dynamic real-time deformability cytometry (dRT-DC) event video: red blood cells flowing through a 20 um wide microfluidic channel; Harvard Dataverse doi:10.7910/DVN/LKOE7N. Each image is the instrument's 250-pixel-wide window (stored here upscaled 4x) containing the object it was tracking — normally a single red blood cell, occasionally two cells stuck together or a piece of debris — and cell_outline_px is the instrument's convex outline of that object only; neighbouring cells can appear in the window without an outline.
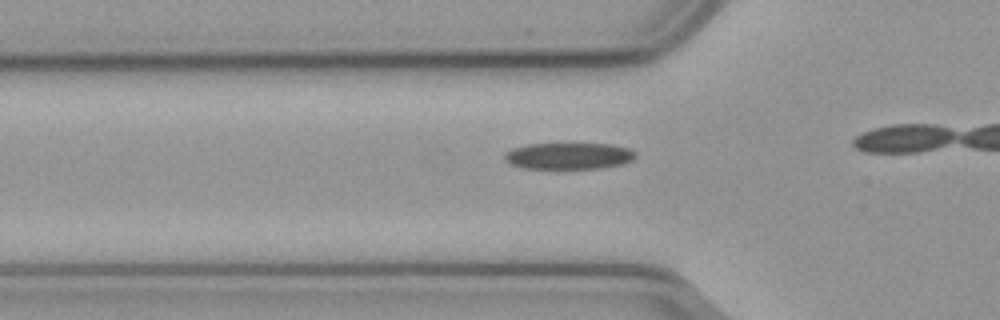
{"species": "common noctule bat (a hibernating species)", "species_latin": "Nyctalus noctula", "temperature_condition": "cold", "stored_images_in_passage": 17, "camera_frame_rate_fps": 3000, "um_per_image_px": 0.085, "animal": {"sex": "male", "body_mass_g": 23.1, "forearm_length_mm": 52.7}, "frame": {"image": 1, "passage_image": 12, "time_ms": 3.667, "image_size_px": [1000, 320], "cell_outline_px": [[636, 156], [632, 160], [624, 164], [600, 168], [524, 168], [512, 164], [504, 160], [504, 152], [512, 148], [528, 144], [612, 144], [628, 148], [636, 152]], "centroid_in_image_um": [48.35, 13.25], "position_along_channel_um": 77.4, "area_um2": 20.23}}
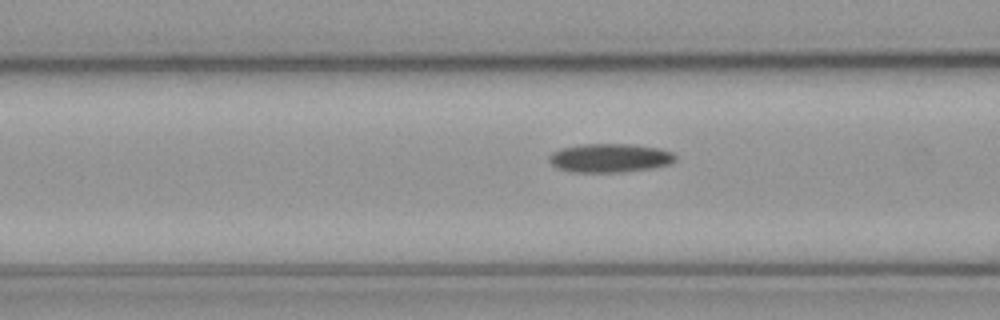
{"frame": {"image": 2, "passage_image": 15, "time_ms": 4.667, "image_size_px": [1000, 320], "cell_outline_px": [[676, 160], [668, 164], [652, 168], [620, 172], [572, 172], [556, 168], [548, 160], [548, 156], [552, 152], [560, 148], [580, 144], [632, 144], [660, 148], [672, 152], [676, 156]], "centroid_in_image_um": [51.81, 13.42], "position_along_channel_um": 114.8, "area_um2": 21.33}}